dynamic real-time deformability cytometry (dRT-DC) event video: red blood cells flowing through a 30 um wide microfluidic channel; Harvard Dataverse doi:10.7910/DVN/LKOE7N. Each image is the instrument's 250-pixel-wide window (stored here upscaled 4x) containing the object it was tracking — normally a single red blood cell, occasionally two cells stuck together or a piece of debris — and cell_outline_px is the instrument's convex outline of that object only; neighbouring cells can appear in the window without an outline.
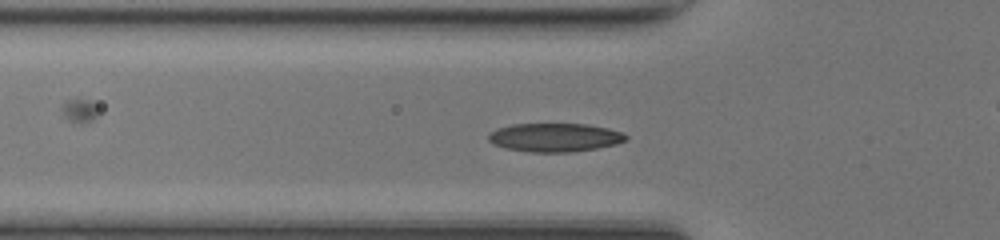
{"species": "common noctule bat (a hibernating species)", "species_latin": "Nyctalus noctula", "temperature_condition": "room temperature", "stored_images_in_passage": 48, "camera_frame_rate_fps": 3000, "um_per_image_px": 0.085, "animal": {"sex": "female", "body_mass_g": 17.0, "forearm_length_mm": 48.0}, "frame": {"image": 1, "passage_image": 15, "time_ms": 4.667, "image_size_px": [1000, 240], "cell_outline_px": [[628, 140], [616, 144], [596, 148], [572, 152], [532, 152], [504, 148], [492, 144], [488, 140], [488, 132], [496, 128], [512, 124], [588, 124], [608, 128], [624, 132], [628, 136]], "centroid_in_image_um": [47.15, 11.68], "position_along_channel_um": 78.7, "area_um2": 23.18}}
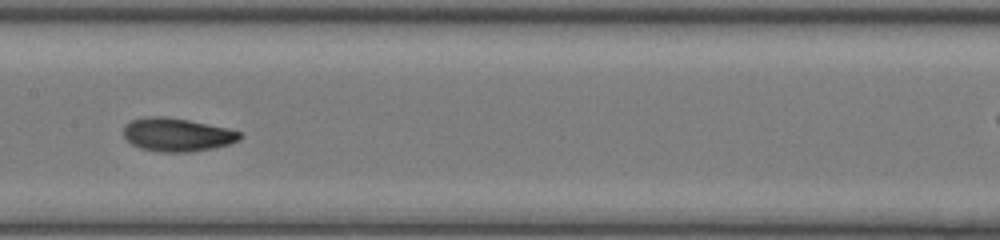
{"frame": {"image": 2, "passage_image": 23, "time_ms": 7.333, "image_size_px": [1000, 240], "cell_outline_px": [[244, 136], [240, 140], [228, 144], [212, 148], [192, 152], [164, 152], [140, 148], [132, 144], [124, 136], [124, 124], [132, 120], [148, 116], [164, 116], [188, 120], [228, 128], [240, 132]], "centroid_in_image_um": [15.06, 11.44], "position_along_channel_um": 192.3, "area_um2": 22.6}}
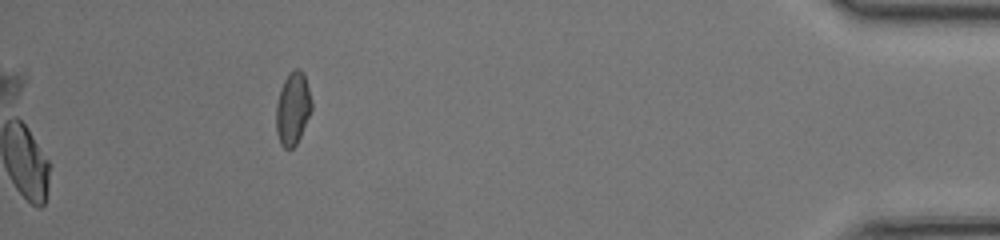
{"frame": {"image": 3, "passage_image": 48, "time_ms": 15.667, "image_size_px": [1000, 240], "cell_outline_px": [[312, 108], [300, 136], [296, 144], [292, 148], [284, 148], [280, 144], [276, 132], [276, 104], [280, 88], [288, 72], [296, 68], [300, 68], [304, 72], [312, 100]], "centroid_in_image_um": [24.88, 9.18], "position_along_channel_um": 410.3, "area_um2": 15.2}, "authors_computed_cell_mechanics": {"area_um2": 21.6172, "velocity_mm_per_s": 4.2361, "shape_relaxation_time_tau1_ms": 4.4408, "shape_relaxation_time_tau2_ms": 2.5717, "deformation_change_tau1": 0.1778, "deformation_change_tau2": 0.0562}}